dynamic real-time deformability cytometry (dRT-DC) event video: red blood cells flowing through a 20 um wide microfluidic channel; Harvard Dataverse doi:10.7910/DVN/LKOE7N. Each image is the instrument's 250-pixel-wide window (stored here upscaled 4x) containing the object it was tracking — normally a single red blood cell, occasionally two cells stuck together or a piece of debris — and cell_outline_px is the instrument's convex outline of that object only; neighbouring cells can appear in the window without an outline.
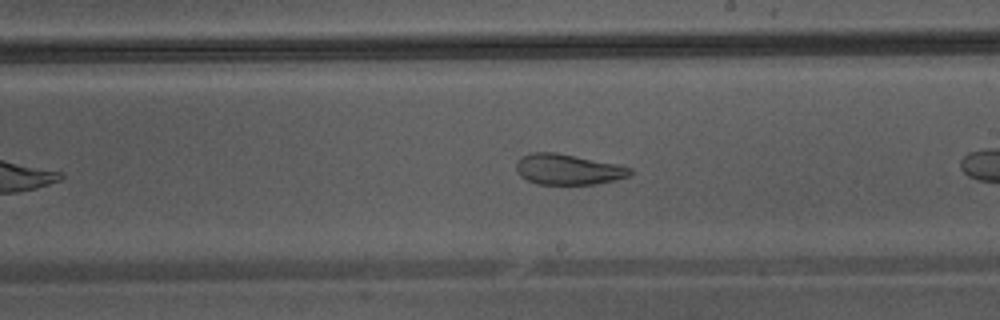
{"species": "Egyptian fruit bat (a non-hibernating species)", "species_latin": "Rousettus aegyptiacus", "temperature_condition": "warm", "stored_images_in_passage": 11, "camera_frame_rate_fps": 3000, "um_per_image_px": 0.085, "animal": {"sex": "male"}, "frame": {"image": 1, "passage_image": 10, "time_ms": 3.0, "image_size_px": [1000, 320], "cell_outline_px": [[632, 172], [628, 176], [616, 180], [596, 184], [536, 184], [520, 176], [516, 172], [516, 164], [520, 156], [528, 152], [556, 152], [616, 164], [632, 168]], "centroid_in_image_um": [48.24, 14.39], "position_along_channel_um": 240.8, "area_um2": 20.4}}